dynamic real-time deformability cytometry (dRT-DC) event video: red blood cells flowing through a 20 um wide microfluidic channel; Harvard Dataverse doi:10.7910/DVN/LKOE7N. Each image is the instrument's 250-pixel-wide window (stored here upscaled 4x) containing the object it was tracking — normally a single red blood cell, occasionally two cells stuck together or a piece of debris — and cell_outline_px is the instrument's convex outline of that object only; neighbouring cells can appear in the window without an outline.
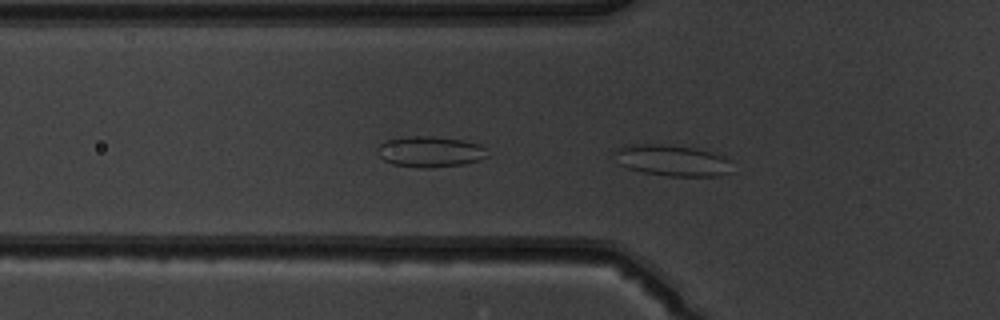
{"species": "common noctule bat (a hibernating species)", "species_latin": "Nyctalus noctula", "temperature_condition": "warm", "stored_images_in_passage": 51, "camera_frame_rate_fps": 3000, "um_per_image_px": 0.085, "animal": {"sex": "male", "body_mass_g": 19.5, "forearm_length_mm": 54.6}, "frame": {"image": 1, "passage_image": 16, "time_ms": 5.0, "image_size_px": [1000, 320], "cell_outline_px": [[728, 172], [716, 176], [668, 176], [644, 172], [628, 168], [620, 164], [612, 152], [616, 148], [624, 144], [668, 144], [696, 148], [724, 156], [728, 160]], "centroid_in_image_um": [57.04, 13.61], "position_along_channel_um": 68.8, "area_um2": 21.27}}
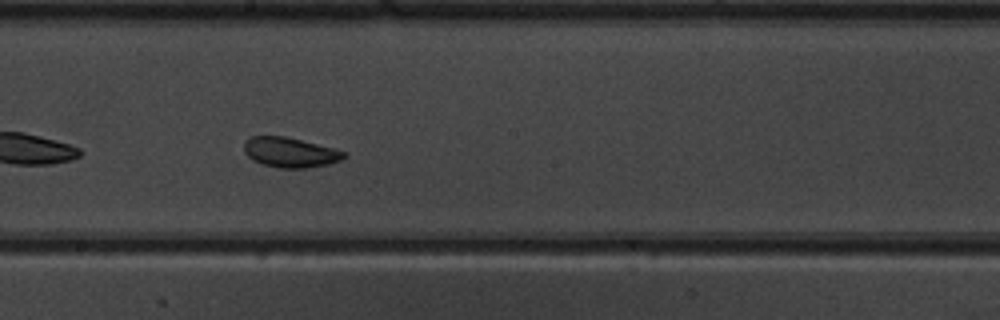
{"frame": {"image": 2, "passage_image": 28, "time_ms": 9.0, "image_size_px": [1000, 320], "cell_outline_px": [[348, 156], [340, 160], [328, 164], [308, 168], [276, 168], [252, 160], [244, 152], [244, 140], [248, 136], [284, 136], [348, 152]], "centroid_in_image_um": [24.64, 12.95], "position_along_channel_um": 223.6, "area_um2": 17.51}}
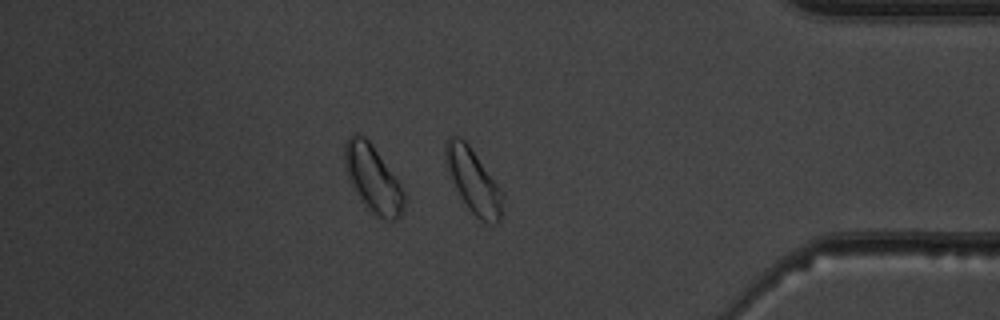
{"frame": {"image": 3, "passage_image": 43, "time_ms": 14.0, "image_size_px": [1000, 320], "cell_outline_px": [[504, 216], [496, 224], [488, 224], [480, 220], [468, 208], [456, 188], [448, 172], [444, 160], [444, 148], [448, 136], [460, 136], [468, 144], [504, 192]], "centroid_in_image_um": [40.27, 15.41], "position_along_channel_um": 394.9, "area_um2": 21.73}, "authors_computed_cell_mechanics": {"area_um2": 20.6924, "velocity_mm_per_s": 3.8995, "shape_relaxation_time_tau1_ms": null, "shape_relaxation_time_tau2_ms": 1.1417, "deformation_change_tau1": null, "deformation_change_tau2": 0.0714}}